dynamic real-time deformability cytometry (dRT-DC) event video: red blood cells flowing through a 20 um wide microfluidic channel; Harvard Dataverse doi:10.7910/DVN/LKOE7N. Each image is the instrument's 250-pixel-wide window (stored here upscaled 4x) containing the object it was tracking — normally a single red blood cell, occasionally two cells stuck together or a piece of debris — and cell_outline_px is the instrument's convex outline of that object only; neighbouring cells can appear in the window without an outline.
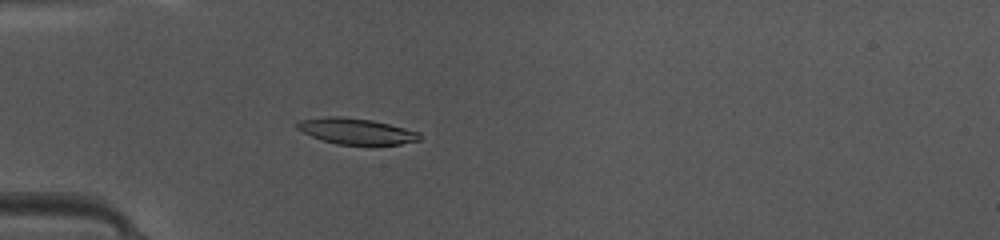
{"species": "common noctule bat (a hibernating species)", "species_latin": "Nyctalus noctula", "temperature_condition": "warm", "stored_images_in_passage": 46, "camera_frame_rate_fps": 3000, "um_per_image_px": 0.085, "animal": {"sex": "female", "body_mass_g": 10.0, "forearm_length_mm": 53.1}, "frame": {"image": 1, "passage_image": 13, "time_ms": 4.0, "image_size_px": [1000, 240], "cell_outline_px": [[420, 140], [400, 144], [336, 144], [312, 136], [296, 128], [296, 124], [300, 120], [328, 116], [344, 116], [372, 120], [420, 132]], "centroid_in_image_um": [30.27, 11.14], "position_along_channel_um": 54.7, "area_um2": 18.26}}
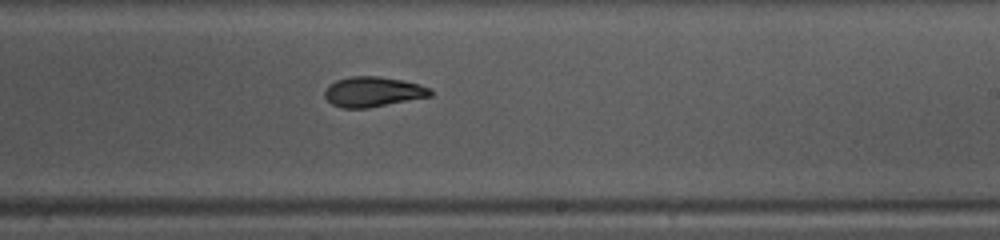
{"frame": {"image": 2, "passage_image": 28, "time_ms": 9.0, "image_size_px": [1000, 240], "cell_outline_px": [[432, 96], [368, 108], [340, 108], [332, 104], [324, 96], [324, 92], [336, 80], [352, 76], [380, 76], [404, 80], [420, 84], [432, 88]], "centroid_in_image_um": [31.75, 7.8], "position_along_channel_um": 257.3, "area_um2": 18.61}}
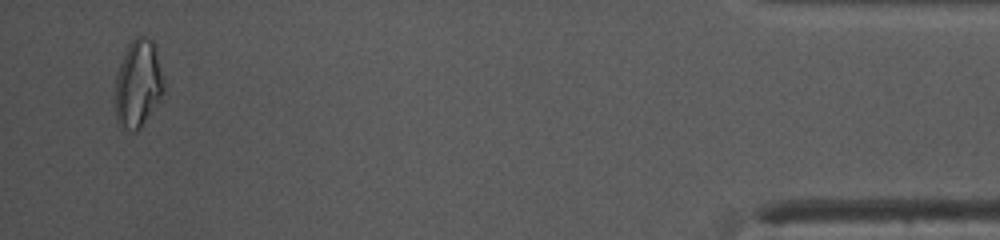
{"frame": {"image": 3, "passage_image": 45, "time_ms": 14.667, "image_size_px": [1000, 240], "cell_outline_px": [[164, 92], [140, 128], [136, 132], [132, 132], [124, 128], [116, 120], [112, 100], [116, 76], [124, 52], [128, 44], [136, 36], [144, 36], [152, 40], [156, 44], [164, 76]], "centroid_in_image_um": [11.72, 7.1], "position_along_channel_um": 423.5, "area_um2": 25.61}, "authors_computed_cell_mechanics": {"area_um2": 18.8428, "velocity_mm_per_s": 4.1928, "shape_relaxation_time_tau1_ms": 6.0686, "shape_relaxation_time_tau2_ms": 2.539, "deformation_change_tau1": 0.188, "deformation_change_tau2": 0.091}}